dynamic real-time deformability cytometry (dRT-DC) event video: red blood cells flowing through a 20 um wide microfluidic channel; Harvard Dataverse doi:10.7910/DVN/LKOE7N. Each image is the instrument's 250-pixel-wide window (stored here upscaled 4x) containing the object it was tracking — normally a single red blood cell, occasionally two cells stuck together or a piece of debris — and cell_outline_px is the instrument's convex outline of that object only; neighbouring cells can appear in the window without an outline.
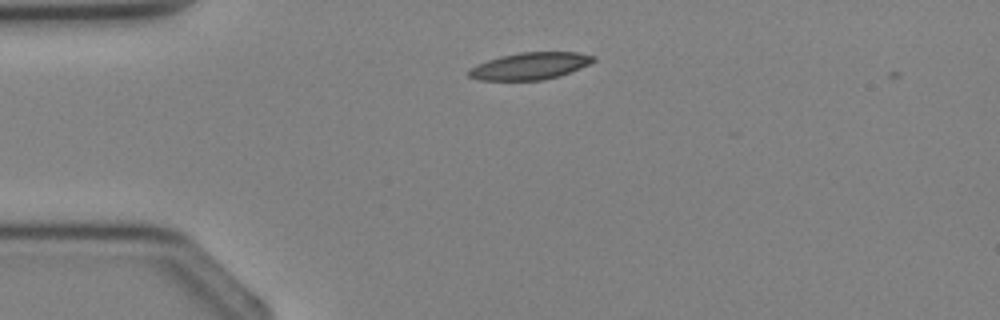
{"species": "Egyptian fruit bat (a non-hibernating species)", "species_latin": "Rousettus aegyptiacus", "temperature_condition": "cold", "stored_images_in_passage": 2, "camera_frame_rate_fps": 3000, "um_per_image_px": 0.085, "animal": {"sex": "female"}, "frame": {"image": 1, "passage_image": 2, "time_ms": 1.333, "image_size_px": [1000, 320], "cell_outline_px": [[596, 60], [580, 68], [560, 76], [544, 80], [480, 80], [468, 76], [468, 68], [476, 64], [500, 56], [520, 52], [580, 52], [596, 56]], "centroid_in_image_um": [45.05, 5.6], "position_along_channel_um": 39.9, "area_um2": 19.77}}